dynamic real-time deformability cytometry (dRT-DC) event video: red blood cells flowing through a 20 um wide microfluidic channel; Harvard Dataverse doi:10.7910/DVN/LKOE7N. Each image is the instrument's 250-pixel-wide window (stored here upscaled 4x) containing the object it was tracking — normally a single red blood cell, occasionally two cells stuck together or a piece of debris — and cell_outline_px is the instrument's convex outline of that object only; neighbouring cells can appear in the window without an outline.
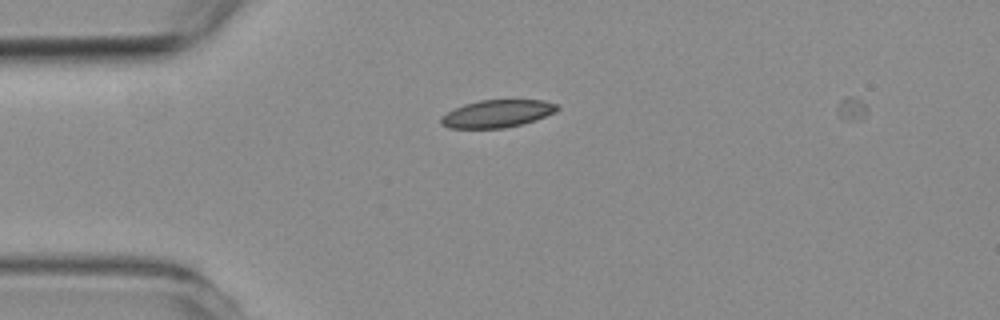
{"species": "common noctule bat (a hibernating species)", "species_latin": "Nyctalus noctula", "temperature_condition": "room temperature", "stored_images_in_passage": 6, "camera_frame_rate_fps": 3000, "um_per_image_px": 0.085, "animal": {"sex": "female", "body_mass_g": 19.3, "forearm_length_mm": 54.1}, "frame": {"image": 1, "passage_image": 2, "time_ms": 1.333, "image_size_px": [1000, 320], "cell_outline_px": [[560, 108], [556, 112], [536, 120], [524, 124], [504, 128], [448, 128], [440, 124], [440, 116], [464, 104], [480, 100], [544, 100], [556, 104]], "centroid_in_image_um": [42.27, 9.67], "position_along_channel_um": 42.7, "area_um2": 18.79}}
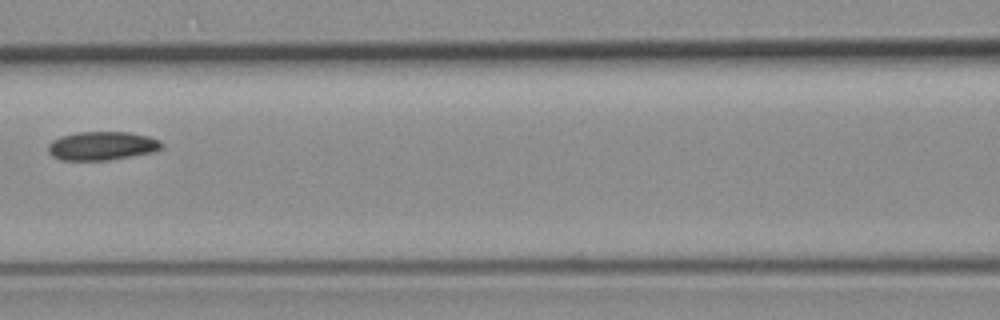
{"frame": {"image": 2, "passage_image": 5, "time_ms": 5.0, "image_size_px": [1000, 320], "cell_outline_px": [[164, 148], [152, 152], [108, 160], [60, 160], [52, 156], [48, 152], [48, 144], [52, 140], [60, 136], [76, 132], [128, 132], [148, 136], [160, 140], [164, 144]], "centroid_in_image_um": [8.66, 12.39], "position_along_channel_um": 157.9, "area_um2": 19.07}}
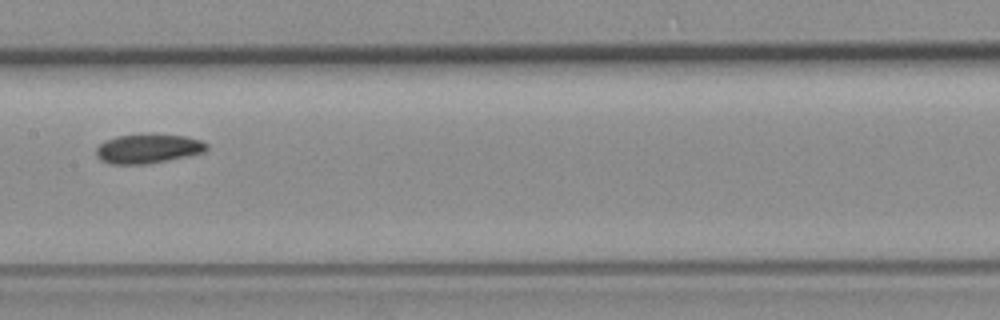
{"frame": {"image": 3, "passage_image": 6, "time_ms": 6.0, "image_size_px": [1000, 320], "cell_outline_px": [[208, 148], [204, 152], [188, 156], [144, 164], [108, 164], [100, 160], [96, 156], [96, 148], [104, 140], [116, 136], [152, 132], [184, 136], [200, 140], [208, 144]], "centroid_in_image_um": [12.56, 12.61], "position_along_channel_um": 194.8, "area_um2": 19.31}}